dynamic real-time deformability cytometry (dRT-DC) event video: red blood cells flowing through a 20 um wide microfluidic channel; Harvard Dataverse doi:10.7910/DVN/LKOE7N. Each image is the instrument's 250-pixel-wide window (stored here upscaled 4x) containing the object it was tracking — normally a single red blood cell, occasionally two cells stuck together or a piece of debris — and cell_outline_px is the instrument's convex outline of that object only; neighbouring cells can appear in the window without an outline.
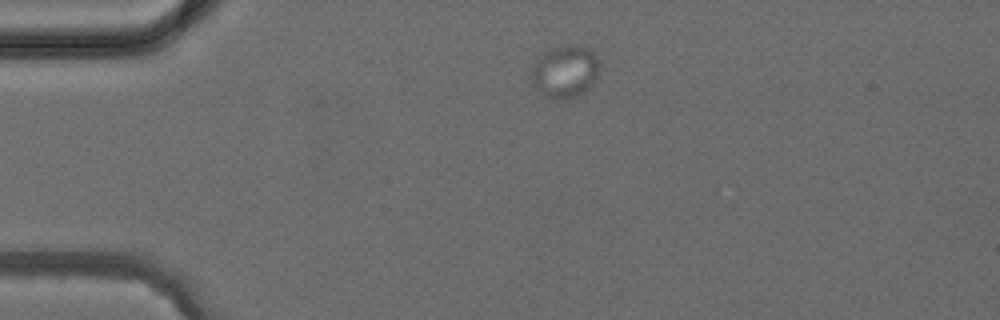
{"species": "common noctule bat (a hibernating species)", "species_latin": "Nyctalus noctula", "temperature_condition": "cold", "stored_images_in_passage": 2, "camera_frame_rate_fps": 3000, "um_per_image_px": 0.085, "animal": {"sex": "female", "body_mass_g": 24.6, "forearm_length_mm": 56.2}, "frame": {"image": 1, "passage_image": 1, "time_ms": 0.0, "image_size_px": [1000, 320], "cell_outline_px": [[600, 72], [596, 80], [588, 88], [576, 96], [560, 100], [552, 100], [544, 96], [536, 88], [528, 72], [536, 56], [548, 48], [564, 44], [580, 44], [588, 48], [596, 56], [600, 64]], "centroid_in_image_um": [47.98, 6.04], "position_along_channel_um": 37.0, "area_um2": 21.73}}